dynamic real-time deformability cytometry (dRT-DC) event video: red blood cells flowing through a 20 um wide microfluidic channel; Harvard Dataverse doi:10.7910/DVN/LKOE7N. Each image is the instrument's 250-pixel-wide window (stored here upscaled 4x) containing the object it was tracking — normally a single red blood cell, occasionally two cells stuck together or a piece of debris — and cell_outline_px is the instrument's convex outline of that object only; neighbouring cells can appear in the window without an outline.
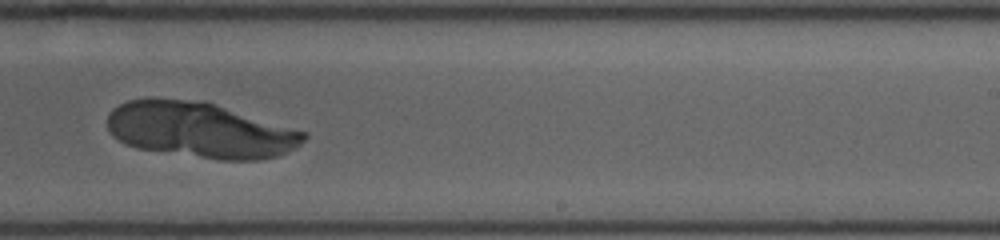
{"species": "human", "species_latin": "Homo sapiens", "temperature_condition": "room temperature", "stored_images_in_passage": 45, "camera_frame_rate_fps": 3000, "um_per_image_px": 0.085, "donor": {"sex": "female"}, "frame": {"image": 1, "passage_image": 30, "time_ms": 9.667, "image_size_px": [1000, 240], "cell_outline_px": [[308, 136], [296, 148], [276, 156], [260, 160], [220, 160], [136, 148], [124, 144], [112, 136], [108, 132], [108, 112], [112, 108], [128, 100], [204, 100], [308, 132]], "centroid_in_image_um": [17.03, 11.07], "position_along_channel_um": 272.0, "area_um2": 63.64}}
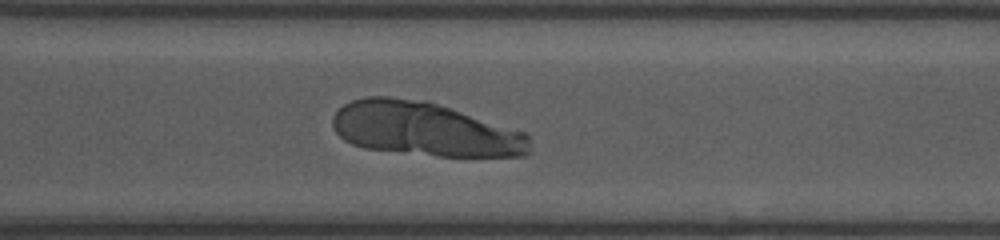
{"frame": {"image": 2, "passage_image": 35, "time_ms": 11.333, "image_size_px": [1000, 240], "cell_outline_px": [[532, 144], [528, 152], [524, 156], [440, 156], [364, 148], [352, 144], [344, 140], [336, 132], [332, 124], [332, 116], [344, 104], [352, 100], [364, 96], [388, 96], [428, 100], [524, 132], [528, 136]], "centroid_in_image_um": [36.08, 10.96], "position_along_channel_um": 334.5, "area_um2": 62.02}}
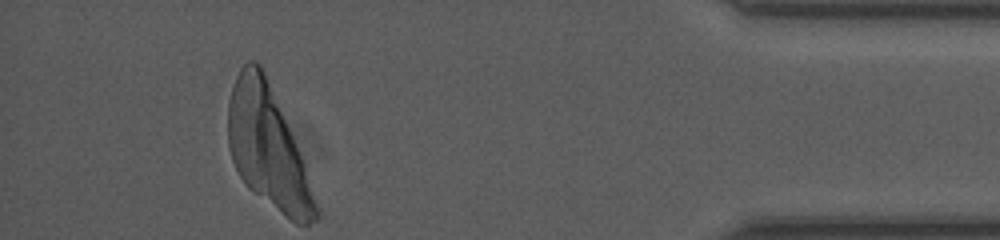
{"frame": {"image": 3, "passage_image": 45, "time_ms": 14.667, "image_size_px": [1000, 240], "cell_outline_px": [[320, 216], [316, 220], [308, 224], [296, 224], [248, 188], [244, 184], [232, 160], [228, 144], [228, 100], [236, 76], [240, 68], [248, 60], [256, 60], [260, 64], [264, 72], [296, 144], [304, 164], [320, 208]], "centroid_in_image_um": [22.76, 12.56], "position_along_channel_um": 412.4, "area_um2": 61.21}}